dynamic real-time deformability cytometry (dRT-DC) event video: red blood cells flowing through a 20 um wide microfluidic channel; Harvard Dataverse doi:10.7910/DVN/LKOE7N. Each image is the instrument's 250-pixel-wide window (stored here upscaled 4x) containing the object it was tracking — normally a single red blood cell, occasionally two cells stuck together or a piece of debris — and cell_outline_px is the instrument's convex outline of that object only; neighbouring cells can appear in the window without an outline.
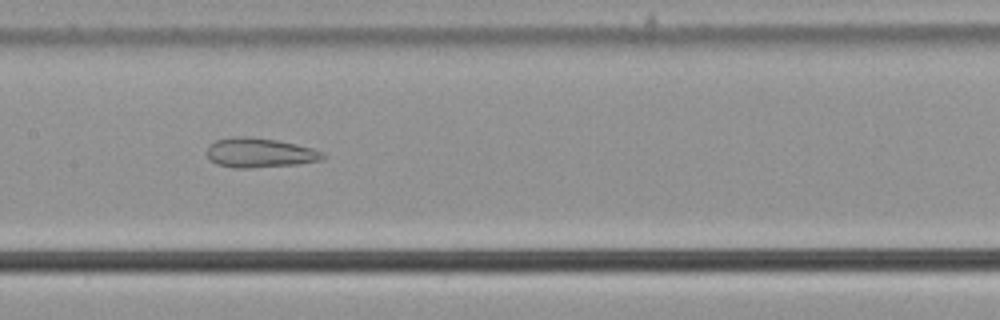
{"species": "common noctule bat (a hibernating species)", "species_latin": "Nyctalus noctula", "temperature_condition": "cold", "stored_images_in_passage": 54, "camera_frame_rate_fps": 3000, "um_per_image_px": 0.085, "animal": {"sex": "male", "body_mass_g": 21.5, "forearm_length_mm": 52.0}, "frame": {"image": 1, "passage_image": 27, "time_ms": 8.667, "image_size_px": [1000, 320], "cell_outline_px": [[324, 156], [320, 160], [296, 164], [248, 168], [232, 168], [216, 164], [208, 156], [208, 144], [216, 140], [232, 136], [248, 136], [280, 140], [312, 148], [324, 152]], "centroid_in_image_um": [22.05, 12.97], "position_along_channel_um": 185.3, "area_um2": 20.0}}
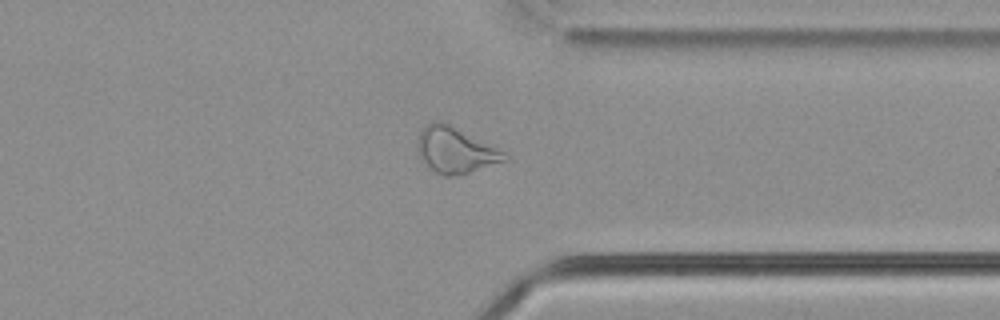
{"frame": {"image": 2, "passage_image": 42, "time_ms": 13.667, "image_size_px": [1000, 320], "cell_outline_px": [[508, 160], [456, 176], [444, 176], [436, 172], [420, 160], [416, 144], [420, 132], [432, 120], [444, 120], [504, 152], [508, 156]], "centroid_in_image_um": [38.67, 12.75], "position_along_channel_um": 372.7, "area_um2": 23.29}}
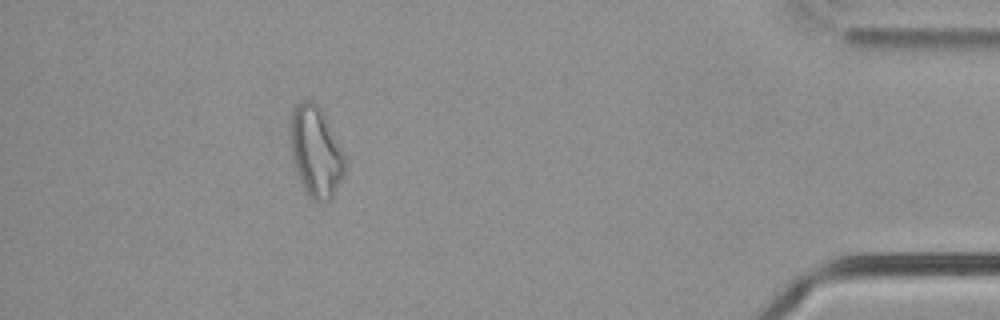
{"frame": {"image": 3, "passage_image": 49, "time_ms": 16.0, "image_size_px": [1000, 320], "cell_outline_px": [[344, 172], [332, 196], [328, 200], [312, 200], [308, 196], [292, 156], [288, 140], [288, 124], [292, 112], [300, 100], [312, 100], [320, 108], [344, 156]], "centroid_in_image_um": [26.78, 12.83], "position_along_channel_um": 408.4, "area_um2": 28.03}, "authors_computed_cell_mechanics": {"area_um2": 26.7614, "velocity_mm_per_s": 3.7813, "shape_relaxation_time_tau1_ms": null, "shape_relaxation_time_tau2_ms": 3.281, "deformation_change_tau1": null, "deformation_change_tau2": 0.1309}}